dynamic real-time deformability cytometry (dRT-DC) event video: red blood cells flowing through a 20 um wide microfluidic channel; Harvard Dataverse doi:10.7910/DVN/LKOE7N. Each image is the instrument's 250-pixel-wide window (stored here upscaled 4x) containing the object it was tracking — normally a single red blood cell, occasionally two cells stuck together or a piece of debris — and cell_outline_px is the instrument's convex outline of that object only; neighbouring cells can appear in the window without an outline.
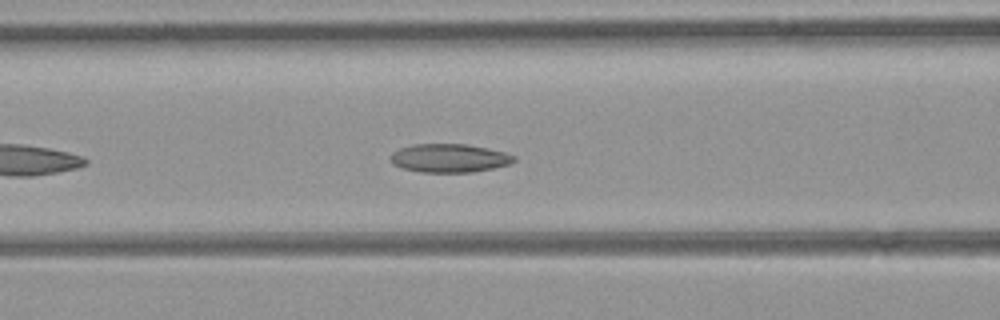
{"species": "common noctule bat (a hibernating species)", "species_latin": "Nyctalus noctula", "temperature_condition": "room temperature", "stored_images_in_passage": 27, "camera_frame_rate_fps": 3000, "um_per_image_px": 0.085, "animal": {"sex": "female", "body_mass_g": 21.9}, "frame": {"image": 1, "passage_image": 8, "time_ms": 2.333, "image_size_px": [1000, 320], "cell_outline_px": [[516, 160], [512, 164], [472, 172], [420, 172], [400, 168], [392, 164], [388, 160], [392, 152], [400, 148], [412, 144], [464, 144], [504, 152], [516, 156]], "centroid_in_image_um": [38.14, 13.45], "position_along_channel_um": 128.5, "area_um2": 20.63}, "authors_computed_cell_mechanics": {"area_um2": 20.6346, "velocity_mm_per_s": 4.42, "shape_relaxation_time_tau1_ms": 3.94, "shape_relaxation_time_tau2_ms": 2.4666, "deformation_change_tau1": 0.082, "deformation_change_tau2": 0.0698}}